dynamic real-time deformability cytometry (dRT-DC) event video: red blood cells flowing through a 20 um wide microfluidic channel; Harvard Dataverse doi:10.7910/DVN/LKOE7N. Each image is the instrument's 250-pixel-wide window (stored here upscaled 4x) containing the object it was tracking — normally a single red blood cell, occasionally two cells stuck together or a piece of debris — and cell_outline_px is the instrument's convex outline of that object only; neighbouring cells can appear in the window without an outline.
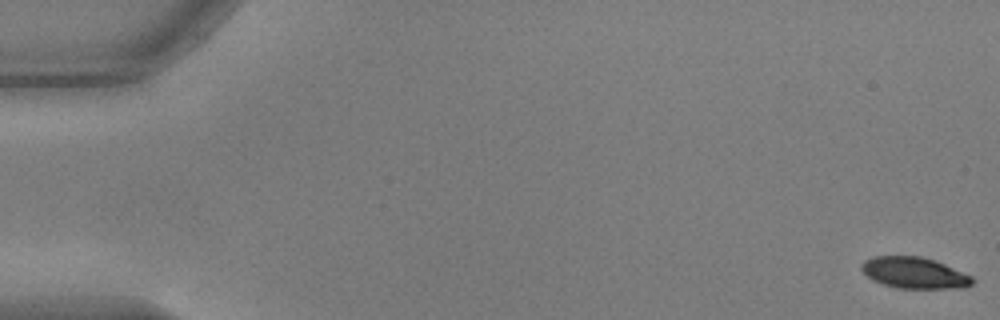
{"species": "common noctule bat (a hibernating species)", "species_latin": "Nyctalus noctula", "temperature_condition": "warm", "stored_images_in_passage": 55, "camera_frame_rate_fps": 3000, "um_per_image_px": 0.085, "animal": {"sex": "male", "body_mass_g": 17.9, "forearm_length_mm": 54.2}, "frame": {"image": 1, "passage_image": 1, "time_ms": 0.0, "image_size_px": [1000, 320], "cell_outline_px": [[976, 280], [972, 284], [964, 288], [896, 288], [872, 280], [860, 268], [860, 264], [864, 260], [872, 256], [920, 256], [944, 264], [972, 276]], "centroid_in_image_um": [77.71, 23.19], "position_along_channel_um": 7.3, "area_um2": 20.17}}
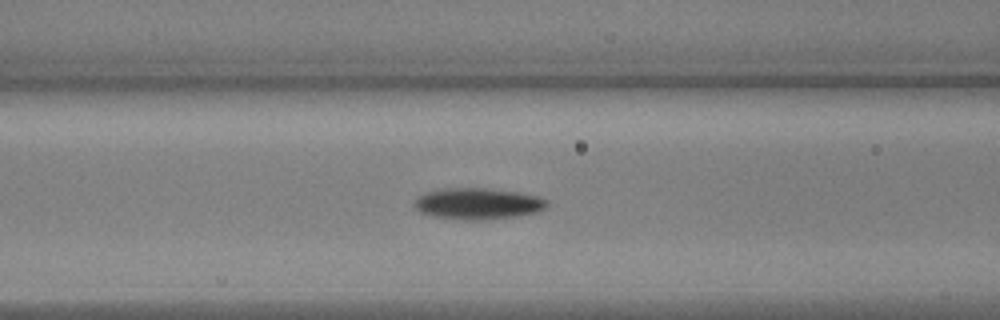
{"frame": {"image": 2, "passage_image": 23, "time_ms": 7.333, "image_size_px": [1000, 320], "cell_outline_px": [[548, 204], [540, 212], [520, 216], [488, 220], [464, 220], [428, 216], [420, 212], [412, 204], [416, 196], [424, 192], [444, 188], [484, 188], [516, 192], [536, 196], [548, 200]], "centroid_in_image_um": [40.57, 17.33], "position_along_channel_um": 126.0, "area_um2": 24.68}}
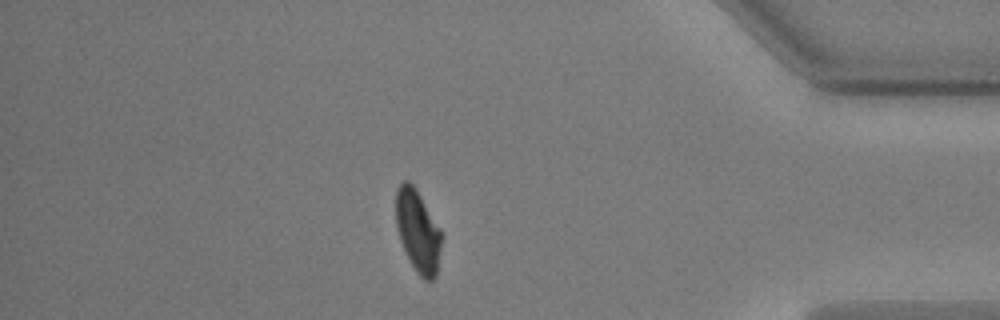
{"frame": {"image": 3, "passage_image": 48, "time_ms": 15.667, "image_size_px": [1000, 320], "cell_outline_px": [[444, 236], [436, 276], [432, 280], [424, 280], [416, 272], [400, 240], [396, 228], [396, 188], [400, 180], [408, 180], [416, 188], [440, 228]], "centroid_in_image_um": [35.53, 19.61], "position_along_channel_um": 399.7, "area_um2": 22.2}, "authors_computed_cell_mechanics": {"area_um2": 22.831, "velocity_mm_per_s": 3.6918, "shape_relaxation_time_tau1_ms": 3.1407, "shape_relaxation_time_tau2_ms": 2.0718, "deformation_change_tau1": 0.1458, "deformation_change_tau2": 0.0604}}